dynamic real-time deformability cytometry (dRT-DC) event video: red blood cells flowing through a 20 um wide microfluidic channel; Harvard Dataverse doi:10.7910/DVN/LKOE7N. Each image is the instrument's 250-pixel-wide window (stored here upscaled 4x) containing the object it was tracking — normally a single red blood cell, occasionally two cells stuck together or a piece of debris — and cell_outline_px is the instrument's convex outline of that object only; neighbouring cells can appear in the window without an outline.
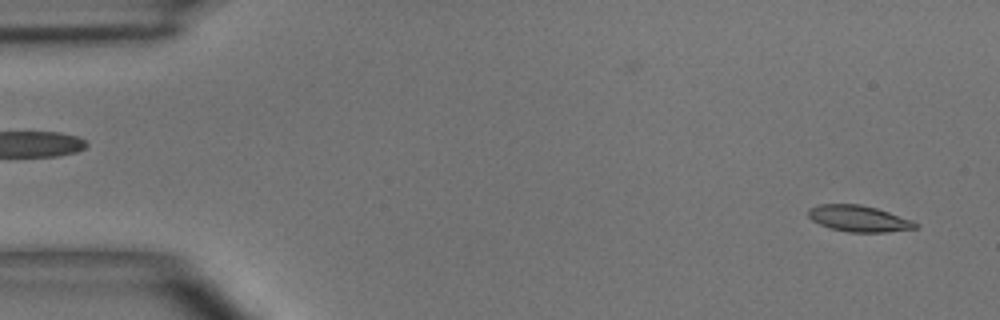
{"species": "common noctule bat (a hibernating species)", "species_latin": "Nyctalus noctula", "temperature_condition": "room temperature", "stored_images_in_passage": 2, "segment_of_instrument_passage": [2, 2], "camera_frame_rate_fps": 3000, "um_per_image_px": 0.085, "animal": {"sex": "male", "body_mass_g": 15.6}, "frame": {"image": 1, "passage_image": 2, "time_ms": 1.0, "image_size_px": [1000, 320], "cell_outline_px": [[920, 228], [888, 232], [848, 232], [832, 228], [820, 224], [812, 220], [808, 216], [808, 208], [820, 204], [860, 204], [876, 208], [912, 220], [920, 224]], "centroid_in_image_um": [73.03, 18.58], "position_along_channel_um": 12.0, "area_um2": 16.42}}